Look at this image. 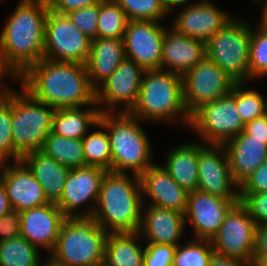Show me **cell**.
Returning a JSON list of instances; mask_svg holds the SVG:
<instances>
[{
    "instance_id": "obj_33",
    "label": "cell",
    "mask_w": 267,
    "mask_h": 266,
    "mask_svg": "<svg viewBox=\"0 0 267 266\" xmlns=\"http://www.w3.org/2000/svg\"><path fill=\"white\" fill-rule=\"evenodd\" d=\"M128 18L124 10L113 0L99 3L97 38L123 39Z\"/></svg>"
},
{
    "instance_id": "obj_45",
    "label": "cell",
    "mask_w": 267,
    "mask_h": 266,
    "mask_svg": "<svg viewBox=\"0 0 267 266\" xmlns=\"http://www.w3.org/2000/svg\"><path fill=\"white\" fill-rule=\"evenodd\" d=\"M243 132L251 139L265 140L267 143V113L246 123Z\"/></svg>"
},
{
    "instance_id": "obj_28",
    "label": "cell",
    "mask_w": 267,
    "mask_h": 266,
    "mask_svg": "<svg viewBox=\"0 0 267 266\" xmlns=\"http://www.w3.org/2000/svg\"><path fill=\"white\" fill-rule=\"evenodd\" d=\"M99 108L98 105H90L83 110L81 107L58 108L53 115L51 132L81 140L88 133L90 126H95L99 122Z\"/></svg>"
},
{
    "instance_id": "obj_41",
    "label": "cell",
    "mask_w": 267,
    "mask_h": 266,
    "mask_svg": "<svg viewBox=\"0 0 267 266\" xmlns=\"http://www.w3.org/2000/svg\"><path fill=\"white\" fill-rule=\"evenodd\" d=\"M177 246L147 243L143 266H172Z\"/></svg>"
},
{
    "instance_id": "obj_30",
    "label": "cell",
    "mask_w": 267,
    "mask_h": 266,
    "mask_svg": "<svg viewBox=\"0 0 267 266\" xmlns=\"http://www.w3.org/2000/svg\"><path fill=\"white\" fill-rule=\"evenodd\" d=\"M41 151L69 169L86 166L82 140L66 138L50 132L45 138Z\"/></svg>"
},
{
    "instance_id": "obj_22",
    "label": "cell",
    "mask_w": 267,
    "mask_h": 266,
    "mask_svg": "<svg viewBox=\"0 0 267 266\" xmlns=\"http://www.w3.org/2000/svg\"><path fill=\"white\" fill-rule=\"evenodd\" d=\"M206 57V42L165 29L160 69L183 76Z\"/></svg>"
},
{
    "instance_id": "obj_46",
    "label": "cell",
    "mask_w": 267,
    "mask_h": 266,
    "mask_svg": "<svg viewBox=\"0 0 267 266\" xmlns=\"http://www.w3.org/2000/svg\"><path fill=\"white\" fill-rule=\"evenodd\" d=\"M209 266H252V263L214 252Z\"/></svg>"
},
{
    "instance_id": "obj_49",
    "label": "cell",
    "mask_w": 267,
    "mask_h": 266,
    "mask_svg": "<svg viewBox=\"0 0 267 266\" xmlns=\"http://www.w3.org/2000/svg\"><path fill=\"white\" fill-rule=\"evenodd\" d=\"M163 1L165 9L169 14L170 12H172V9H174L176 5L178 6L185 3L187 4V2L190 0H163Z\"/></svg>"
},
{
    "instance_id": "obj_34",
    "label": "cell",
    "mask_w": 267,
    "mask_h": 266,
    "mask_svg": "<svg viewBox=\"0 0 267 266\" xmlns=\"http://www.w3.org/2000/svg\"><path fill=\"white\" fill-rule=\"evenodd\" d=\"M12 89L8 87L0 98V164L21 161L22 155L14 148L12 137Z\"/></svg>"
},
{
    "instance_id": "obj_11",
    "label": "cell",
    "mask_w": 267,
    "mask_h": 266,
    "mask_svg": "<svg viewBox=\"0 0 267 266\" xmlns=\"http://www.w3.org/2000/svg\"><path fill=\"white\" fill-rule=\"evenodd\" d=\"M183 101L191 116L201 106L228 95L236 81L205 57L182 76Z\"/></svg>"
},
{
    "instance_id": "obj_48",
    "label": "cell",
    "mask_w": 267,
    "mask_h": 266,
    "mask_svg": "<svg viewBox=\"0 0 267 266\" xmlns=\"http://www.w3.org/2000/svg\"><path fill=\"white\" fill-rule=\"evenodd\" d=\"M13 209L10 205L7 192L0 176V217L11 212Z\"/></svg>"
},
{
    "instance_id": "obj_39",
    "label": "cell",
    "mask_w": 267,
    "mask_h": 266,
    "mask_svg": "<svg viewBox=\"0 0 267 266\" xmlns=\"http://www.w3.org/2000/svg\"><path fill=\"white\" fill-rule=\"evenodd\" d=\"M72 23L89 39L97 38L99 4L80 8L66 14Z\"/></svg>"
},
{
    "instance_id": "obj_51",
    "label": "cell",
    "mask_w": 267,
    "mask_h": 266,
    "mask_svg": "<svg viewBox=\"0 0 267 266\" xmlns=\"http://www.w3.org/2000/svg\"><path fill=\"white\" fill-rule=\"evenodd\" d=\"M252 266H267V255H253Z\"/></svg>"
},
{
    "instance_id": "obj_13",
    "label": "cell",
    "mask_w": 267,
    "mask_h": 266,
    "mask_svg": "<svg viewBox=\"0 0 267 266\" xmlns=\"http://www.w3.org/2000/svg\"><path fill=\"white\" fill-rule=\"evenodd\" d=\"M144 72L140 65L125 58L112 75L96 89L98 107L101 104L103 107V103L107 106L99 108L100 112H130L137 103ZM119 104H122V109Z\"/></svg>"
},
{
    "instance_id": "obj_25",
    "label": "cell",
    "mask_w": 267,
    "mask_h": 266,
    "mask_svg": "<svg viewBox=\"0 0 267 266\" xmlns=\"http://www.w3.org/2000/svg\"><path fill=\"white\" fill-rule=\"evenodd\" d=\"M126 58L122 39L96 38L91 40L86 69L92 87L96 90Z\"/></svg>"
},
{
    "instance_id": "obj_43",
    "label": "cell",
    "mask_w": 267,
    "mask_h": 266,
    "mask_svg": "<svg viewBox=\"0 0 267 266\" xmlns=\"http://www.w3.org/2000/svg\"><path fill=\"white\" fill-rule=\"evenodd\" d=\"M21 236L20 212L12 210L0 217V242Z\"/></svg>"
},
{
    "instance_id": "obj_24",
    "label": "cell",
    "mask_w": 267,
    "mask_h": 266,
    "mask_svg": "<svg viewBox=\"0 0 267 266\" xmlns=\"http://www.w3.org/2000/svg\"><path fill=\"white\" fill-rule=\"evenodd\" d=\"M145 210L141 216L139 233L146 238L147 243L174 246L180 244L187 224L183 213L152 205Z\"/></svg>"
},
{
    "instance_id": "obj_18",
    "label": "cell",
    "mask_w": 267,
    "mask_h": 266,
    "mask_svg": "<svg viewBox=\"0 0 267 266\" xmlns=\"http://www.w3.org/2000/svg\"><path fill=\"white\" fill-rule=\"evenodd\" d=\"M0 176L13 210L22 212L48 203L44 190L22 161L0 164Z\"/></svg>"
},
{
    "instance_id": "obj_19",
    "label": "cell",
    "mask_w": 267,
    "mask_h": 266,
    "mask_svg": "<svg viewBox=\"0 0 267 266\" xmlns=\"http://www.w3.org/2000/svg\"><path fill=\"white\" fill-rule=\"evenodd\" d=\"M174 20L172 27L187 37L208 41L231 19L209 0L186 5Z\"/></svg>"
},
{
    "instance_id": "obj_20",
    "label": "cell",
    "mask_w": 267,
    "mask_h": 266,
    "mask_svg": "<svg viewBox=\"0 0 267 266\" xmlns=\"http://www.w3.org/2000/svg\"><path fill=\"white\" fill-rule=\"evenodd\" d=\"M65 219L62 211L53 203L24 210L20 212L21 236L38 249L42 247L51 253Z\"/></svg>"
},
{
    "instance_id": "obj_26",
    "label": "cell",
    "mask_w": 267,
    "mask_h": 266,
    "mask_svg": "<svg viewBox=\"0 0 267 266\" xmlns=\"http://www.w3.org/2000/svg\"><path fill=\"white\" fill-rule=\"evenodd\" d=\"M21 161L42 186L48 203L57 204L62 197L70 169L41 150L24 154Z\"/></svg>"
},
{
    "instance_id": "obj_9",
    "label": "cell",
    "mask_w": 267,
    "mask_h": 266,
    "mask_svg": "<svg viewBox=\"0 0 267 266\" xmlns=\"http://www.w3.org/2000/svg\"><path fill=\"white\" fill-rule=\"evenodd\" d=\"M188 127L201 136L207 145H223L243 132L244 124L236 108L235 85L228 95L197 109L190 116Z\"/></svg>"
},
{
    "instance_id": "obj_32",
    "label": "cell",
    "mask_w": 267,
    "mask_h": 266,
    "mask_svg": "<svg viewBox=\"0 0 267 266\" xmlns=\"http://www.w3.org/2000/svg\"><path fill=\"white\" fill-rule=\"evenodd\" d=\"M94 127H100L99 131L86 134L81 140L86 165L101 167L111 171V146L107 130L98 122Z\"/></svg>"
},
{
    "instance_id": "obj_8",
    "label": "cell",
    "mask_w": 267,
    "mask_h": 266,
    "mask_svg": "<svg viewBox=\"0 0 267 266\" xmlns=\"http://www.w3.org/2000/svg\"><path fill=\"white\" fill-rule=\"evenodd\" d=\"M250 35L249 22L231 18L206 41V57L236 82H245L249 79Z\"/></svg>"
},
{
    "instance_id": "obj_7",
    "label": "cell",
    "mask_w": 267,
    "mask_h": 266,
    "mask_svg": "<svg viewBox=\"0 0 267 266\" xmlns=\"http://www.w3.org/2000/svg\"><path fill=\"white\" fill-rule=\"evenodd\" d=\"M19 92L12 89L11 128L14 148L23 156L41 150L52 130L56 109L34 99L23 88Z\"/></svg>"
},
{
    "instance_id": "obj_50",
    "label": "cell",
    "mask_w": 267,
    "mask_h": 266,
    "mask_svg": "<svg viewBox=\"0 0 267 266\" xmlns=\"http://www.w3.org/2000/svg\"><path fill=\"white\" fill-rule=\"evenodd\" d=\"M265 1V2H264ZM256 3H263V7H262V14H261V17H260V23L262 26H264L265 28H267V0H257Z\"/></svg>"
},
{
    "instance_id": "obj_15",
    "label": "cell",
    "mask_w": 267,
    "mask_h": 266,
    "mask_svg": "<svg viewBox=\"0 0 267 266\" xmlns=\"http://www.w3.org/2000/svg\"><path fill=\"white\" fill-rule=\"evenodd\" d=\"M152 20H129L123 36L126 58L146 70L160 69L166 27Z\"/></svg>"
},
{
    "instance_id": "obj_52",
    "label": "cell",
    "mask_w": 267,
    "mask_h": 266,
    "mask_svg": "<svg viewBox=\"0 0 267 266\" xmlns=\"http://www.w3.org/2000/svg\"><path fill=\"white\" fill-rule=\"evenodd\" d=\"M8 74L9 73L0 64V98L5 94L6 90L8 89L7 86H4L3 84L1 85L2 83L1 79L4 77V75H8Z\"/></svg>"
},
{
    "instance_id": "obj_21",
    "label": "cell",
    "mask_w": 267,
    "mask_h": 266,
    "mask_svg": "<svg viewBox=\"0 0 267 266\" xmlns=\"http://www.w3.org/2000/svg\"><path fill=\"white\" fill-rule=\"evenodd\" d=\"M142 203L144 196L152 200L150 205L185 214L187 209L188 192L184 190L164 169L153 164L140 176Z\"/></svg>"
},
{
    "instance_id": "obj_4",
    "label": "cell",
    "mask_w": 267,
    "mask_h": 266,
    "mask_svg": "<svg viewBox=\"0 0 267 266\" xmlns=\"http://www.w3.org/2000/svg\"><path fill=\"white\" fill-rule=\"evenodd\" d=\"M117 114V115H116ZM101 113L99 122L105 127L111 146V172L140 176L153 165L151 143L141 121L129 112ZM140 122V123H139Z\"/></svg>"
},
{
    "instance_id": "obj_16",
    "label": "cell",
    "mask_w": 267,
    "mask_h": 266,
    "mask_svg": "<svg viewBox=\"0 0 267 266\" xmlns=\"http://www.w3.org/2000/svg\"><path fill=\"white\" fill-rule=\"evenodd\" d=\"M107 170L86 165L84 167L70 169L63 189L60 201L56 204L67 218L70 216H92L101 188L103 176ZM92 201L85 212L78 208L86 202Z\"/></svg>"
},
{
    "instance_id": "obj_3",
    "label": "cell",
    "mask_w": 267,
    "mask_h": 266,
    "mask_svg": "<svg viewBox=\"0 0 267 266\" xmlns=\"http://www.w3.org/2000/svg\"><path fill=\"white\" fill-rule=\"evenodd\" d=\"M133 176L111 171L103 176L93 216L108 234L140 230L142 189L140 177Z\"/></svg>"
},
{
    "instance_id": "obj_53",
    "label": "cell",
    "mask_w": 267,
    "mask_h": 266,
    "mask_svg": "<svg viewBox=\"0 0 267 266\" xmlns=\"http://www.w3.org/2000/svg\"><path fill=\"white\" fill-rule=\"evenodd\" d=\"M45 263V264H44ZM40 266H61L59 264H57L56 262H54L50 257L49 259H47L46 262H43V264L41 263Z\"/></svg>"
},
{
    "instance_id": "obj_6",
    "label": "cell",
    "mask_w": 267,
    "mask_h": 266,
    "mask_svg": "<svg viewBox=\"0 0 267 266\" xmlns=\"http://www.w3.org/2000/svg\"><path fill=\"white\" fill-rule=\"evenodd\" d=\"M107 236L93 215L67 217L49 257L61 266H94L105 259Z\"/></svg>"
},
{
    "instance_id": "obj_27",
    "label": "cell",
    "mask_w": 267,
    "mask_h": 266,
    "mask_svg": "<svg viewBox=\"0 0 267 266\" xmlns=\"http://www.w3.org/2000/svg\"><path fill=\"white\" fill-rule=\"evenodd\" d=\"M201 145L194 141L174 147L163 164L169 175L188 193L198 190V148Z\"/></svg>"
},
{
    "instance_id": "obj_35",
    "label": "cell",
    "mask_w": 267,
    "mask_h": 266,
    "mask_svg": "<svg viewBox=\"0 0 267 266\" xmlns=\"http://www.w3.org/2000/svg\"><path fill=\"white\" fill-rule=\"evenodd\" d=\"M213 253L210 240L191 239L183 246L177 245L172 266H209Z\"/></svg>"
},
{
    "instance_id": "obj_40",
    "label": "cell",
    "mask_w": 267,
    "mask_h": 266,
    "mask_svg": "<svg viewBox=\"0 0 267 266\" xmlns=\"http://www.w3.org/2000/svg\"><path fill=\"white\" fill-rule=\"evenodd\" d=\"M240 203L257 225H267V193H239Z\"/></svg>"
},
{
    "instance_id": "obj_29",
    "label": "cell",
    "mask_w": 267,
    "mask_h": 266,
    "mask_svg": "<svg viewBox=\"0 0 267 266\" xmlns=\"http://www.w3.org/2000/svg\"><path fill=\"white\" fill-rule=\"evenodd\" d=\"M138 238H142L139 232L109 233L104 260L110 266H143L145 248L136 243Z\"/></svg>"
},
{
    "instance_id": "obj_23",
    "label": "cell",
    "mask_w": 267,
    "mask_h": 266,
    "mask_svg": "<svg viewBox=\"0 0 267 266\" xmlns=\"http://www.w3.org/2000/svg\"><path fill=\"white\" fill-rule=\"evenodd\" d=\"M225 147L234 182L240 186L264 161H267L265 140L251 139L241 132L226 141Z\"/></svg>"
},
{
    "instance_id": "obj_54",
    "label": "cell",
    "mask_w": 267,
    "mask_h": 266,
    "mask_svg": "<svg viewBox=\"0 0 267 266\" xmlns=\"http://www.w3.org/2000/svg\"><path fill=\"white\" fill-rule=\"evenodd\" d=\"M94 266H110V265L104 260L100 263L95 264Z\"/></svg>"
},
{
    "instance_id": "obj_37",
    "label": "cell",
    "mask_w": 267,
    "mask_h": 266,
    "mask_svg": "<svg viewBox=\"0 0 267 266\" xmlns=\"http://www.w3.org/2000/svg\"><path fill=\"white\" fill-rule=\"evenodd\" d=\"M267 76V28L259 23L251 26L249 50V79Z\"/></svg>"
},
{
    "instance_id": "obj_36",
    "label": "cell",
    "mask_w": 267,
    "mask_h": 266,
    "mask_svg": "<svg viewBox=\"0 0 267 266\" xmlns=\"http://www.w3.org/2000/svg\"><path fill=\"white\" fill-rule=\"evenodd\" d=\"M244 82L235 83L237 113L245 125L267 113V101L258 91L243 89Z\"/></svg>"
},
{
    "instance_id": "obj_1",
    "label": "cell",
    "mask_w": 267,
    "mask_h": 266,
    "mask_svg": "<svg viewBox=\"0 0 267 266\" xmlns=\"http://www.w3.org/2000/svg\"><path fill=\"white\" fill-rule=\"evenodd\" d=\"M22 88L55 109L97 105L86 65L41 59L20 76Z\"/></svg>"
},
{
    "instance_id": "obj_10",
    "label": "cell",
    "mask_w": 267,
    "mask_h": 266,
    "mask_svg": "<svg viewBox=\"0 0 267 266\" xmlns=\"http://www.w3.org/2000/svg\"><path fill=\"white\" fill-rule=\"evenodd\" d=\"M91 39L84 35L67 15L49 10L45 22L43 59L86 64Z\"/></svg>"
},
{
    "instance_id": "obj_12",
    "label": "cell",
    "mask_w": 267,
    "mask_h": 266,
    "mask_svg": "<svg viewBox=\"0 0 267 266\" xmlns=\"http://www.w3.org/2000/svg\"><path fill=\"white\" fill-rule=\"evenodd\" d=\"M257 224L238 202L226 215L211 240L214 252L253 263Z\"/></svg>"
},
{
    "instance_id": "obj_5",
    "label": "cell",
    "mask_w": 267,
    "mask_h": 266,
    "mask_svg": "<svg viewBox=\"0 0 267 266\" xmlns=\"http://www.w3.org/2000/svg\"><path fill=\"white\" fill-rule=\"evenodd\" d=\"M141 121L172 120L180 118L189 126L190 116L183 101L182 76L157 69L144 72L136 105L129 112Z\"/></svg>"
},
{
    "instance_id": "obj_47",
    "label": "cell",
    "mask_w": 267,
    "mask_h": 266,
    "mask_svg": "<svg viewBox=\"0 0 267 266\" xmlns=\"http://www.w3.org/2000/svg\"><path fill=\"white\" fill-rule=\"evenodd\" d=\"M253 255H267V225H257Z\"/></svg>"
},
{
    "instance_id": "obj_14",
    "label": "cell",
    "mask_w": 267,
    "mask_h": 266,
    "mask_svg": "<svg viewBox=\"0 0 267 266\" xmlns=\"http://www.w3.org/2000/svg\"><path fill=\"white\" fill-rule=\"evenodd\" d=\"M198 190L220 198L239 199V186L233 180L223 145L207 146L204 142L198 148Z\"/></svg>"
},
{
    "instance_id": "obj_38",
    "label": "cell",
    "mask_w": 267,
    "mask_h": 266,
    "mask_svg": "<svg viewBox=\"0 0 267 266\" xmlns=\"http://www.w3.org/2000/svg\"><path fill=\"white\" fill-rule=\"evenodd\" d=\"M125 12L128 20L160 22L168 15L163 0H113Z\"/></svg>"
},
{
    "instance_id": "obj_2",
    "label": "cell",
    "mask_w": 267,
    "mask_h": 266,
    "mask_svg": "<svg viewBox=\"0 0 267 266\" xmlns=\"http://www.w3.org/2000/svg\"><path fill=\"white\" fill-rule=\"evenodd\" d=\"M50 10L45 0H21L0 34V64L18 78L43 59L45 22Z\"/></svg>"
},
{
    "instance_id": "obj_31",
    "label": "cell",
    "mask_w": 267,
    "mask_h": 266,
    "mask_svg": "<svg viewBox=\"0 0 267 266\" xmlns=\"http://www.w3.org/2000/svg\"><path fill=\"white\" fill-rule=\"evenodd\" d=\"M39 249L22 236L0 242V266H40Z\"/></svg>"
},
{
    "instance_id": "obj_44",
    "label": "cell",
    "mask_w": 267,
    "mask_h": 266,
    "mask_svg": "<svg viewBox=\"0 0 267 266\" xmlns=\"http://www.w3.org/2000/svg\"><path fill=\"white\" fill-rule=\"evenodd\" d=\"M103 0H49L50 10L60 15L101 3Z\"/></svg>"
},
{
    "instance_id": "obj_17",
    "label": "cell",
    "mask_w": 267,
    "mask_h": 266,
    "mask_svg": "<svg viewBox=\"0 0 267 266\" xmlns=\"http://www.w3.org/2000/svg\"><path fill=\"white\" fill-rule=\"evenodd\" d=\"M240 199H228L194 190L189 192L185 222H191L196 239L212 240L223 220Z\"/></svg>"
},
{
    "instance_id": "obj_42",
    "label": "cell",
    "mask_w": 267,
    "mask_h": 266,
    "mask_svg": "<svg viewBox=\"0 0 267 266\" xmlns=\"http://www.w3.org/2000/svg\"><path fill=\"white\" fill-rule=\"evenodd\" d=\"M267 193V161H264L240 186L239 193Z\"/></svg>"
}]
</instances>
